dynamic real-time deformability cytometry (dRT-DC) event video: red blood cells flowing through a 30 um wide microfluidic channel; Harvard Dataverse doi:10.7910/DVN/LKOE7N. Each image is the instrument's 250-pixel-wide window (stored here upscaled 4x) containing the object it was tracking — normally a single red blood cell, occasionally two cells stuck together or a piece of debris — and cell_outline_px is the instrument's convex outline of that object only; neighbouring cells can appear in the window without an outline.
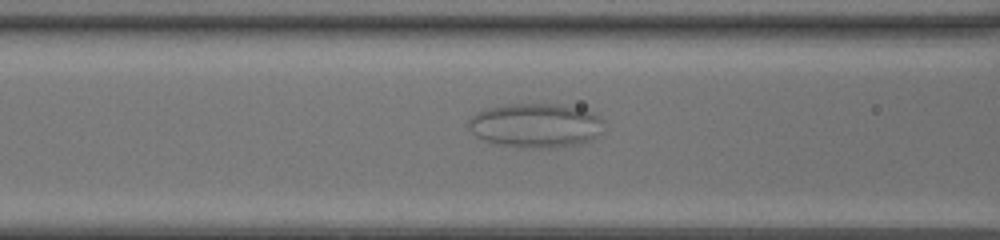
{"species": "common noctule bat (a hibernating species)", "species_latin": "Nyctalus noctula", "temperature_condition": "room temperature", "stored_images_in_passage": 44, "camera_frame_rate_fps": 3000, "um_per_image_px": 0.085, "animal": {"sex": "female", "body_mass_g": 20.0, "forearm_length_mm": 54.0}, "frame": {"image": 1, "passage_image": 17, "time_ms": 5.333, "image_size_px": [1000, 240], "cell_outline_px": [[604, 132], [592, 140], [576, 144], [548, 148], [524, 148], [496, 144], [484, 140], [476, 136], [468, 128], [468, 120], [476, 112], [484, 108], [504, 104], [560, 104], [584, 108], [592, 112], [604, 120]], "centroid_in_image_um": [45.55, 10.65], "position_along_channel_um": 121.0, "area_um2": 35.6}}
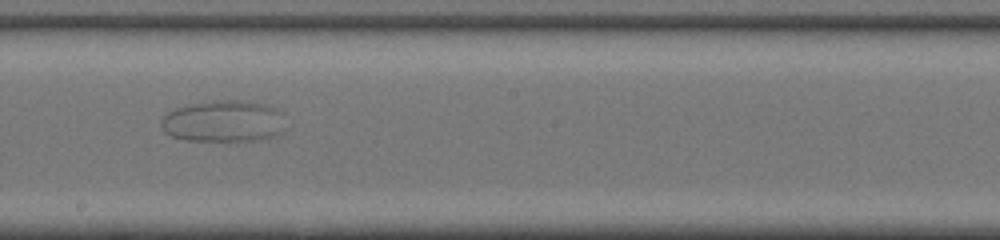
{"frame": {"image": 2, "passage_image": 25, "time_ms": 8.0, "image_size_px": [1000, 240], "cell_outline_px": [[284, 132], [260, 140], [184, 140], [172, 136], [164, 132], [160, 128], [160, 120], [168, 112], [176, 108], [188, 104], [216, 100], [240, 100], [260, 104], [276, 108]], "centroid_in_image_um": [18.9, 10.31], "position_along_channel_um": 229.3, "area_um2": 29.77}}
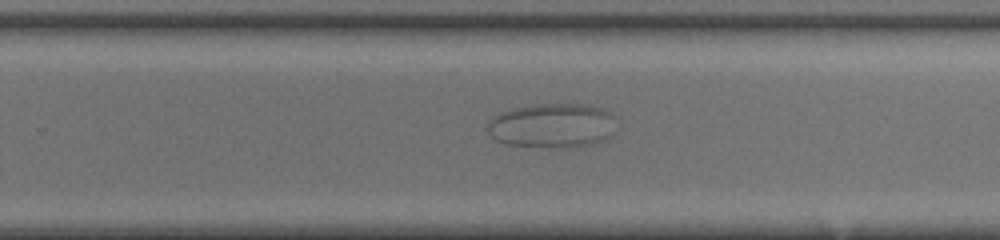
{"frame": {"image": 3, "passage_image": 29, "time_ms": 9.333, "image_size_px": [1000, 240], "cell_outline_px": [[616, 116], [612, 136], [604, 140], [588, 144], [568, 148], [552, 148], [504, 144], [496, 140], [488, 132], [484, 124], [492, 116], [500, 112], [512, 108], [536, 104], [588, 104], [604, 108], [612, 112]], "centroid_in_image_um": [46.93, 10.66], "position_along_channel_um": 282.9, "area_um2": 34.22}}